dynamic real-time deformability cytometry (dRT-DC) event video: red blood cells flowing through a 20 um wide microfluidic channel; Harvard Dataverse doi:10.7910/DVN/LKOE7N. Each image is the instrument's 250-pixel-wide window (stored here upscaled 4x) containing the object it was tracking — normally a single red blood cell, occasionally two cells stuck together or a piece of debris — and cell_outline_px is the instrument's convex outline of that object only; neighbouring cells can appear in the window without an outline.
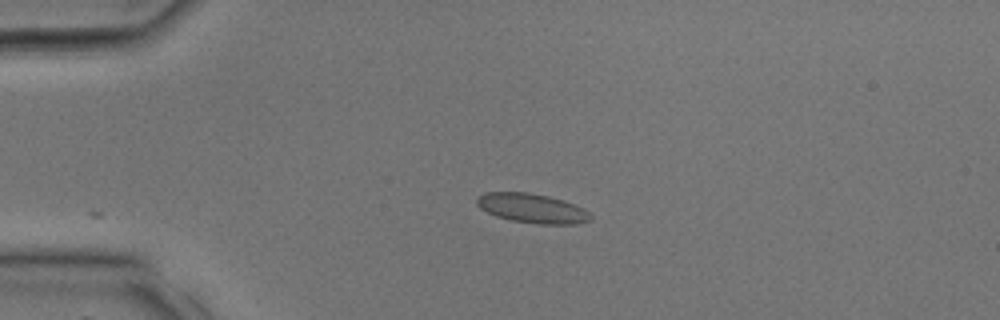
{"species": "common noctule bat (a hibernating species)", "species_latin": "Nyctalus noctula", "temperature_condition": "room temperature", "stored_images_in_passage": 26, "camera_frame_rate_fps": 3000, "um_per_image_px": 0.085, "animal": {"sex": "male", "body_mass_g": 17.9, "forearm_length_mm": 54.2}, "frame": {"image": 1, "passage_image": 1, "time_ms": 0.0, "image_size_px": [1000, 320], "cell_outline_px": [[592, 220], [576, 224], [540, 224], [512, 220], [496, 216], [480, 208], [476, 204], [476, 196], [484, 192], [528, 192], [548, 196], [564, 200], [584, 208], [592, 216]], "centroid_in_image_um": [45.23, 17.69], "position_along_channel_um": 39.8, "area_um2": 19.59}}
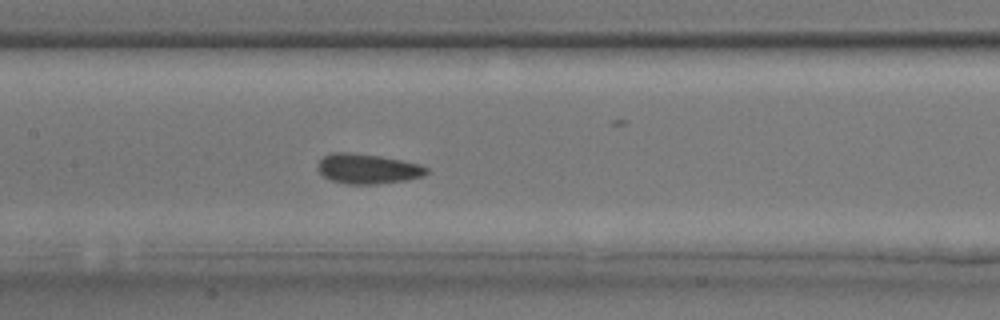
{"frame": {"image": 2, "passage_image": 9, "time_ms": 2.667, "image_size_px": [1000, 320], "cell_outline_px": [[428, 172], [424, 176], [404, 180], [376, 184], [344, 184], [332, 180], [324, 176], [316, 168], [316, 164], [324, 156], [332, 152], [352, 152], [380, 156], [420, 164], [428, 168]], "centroid_in_image_um": [31.22, 14.34], "position_along_channel_um": 176.2, "area_um2": 19.02}}
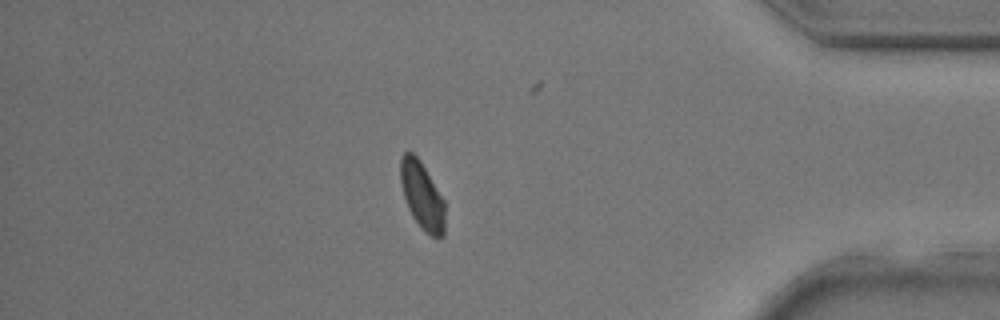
{"frame": {"image": 3, "passage_image": 21, "time_ms": 6.667, "image_size_px": [1000, 320], "cell_outline_px": [[444, 236], [432, 236], [420, 228], [412, 216], [408, 208], [400, 184], [400, 160], [404, 152], [412, 152], [420, 160], [444, 200]], "centroid_in_image_um": [35.85, 16.62], "position_along_channel_um": 399.3, "area_um2": 17.34}}